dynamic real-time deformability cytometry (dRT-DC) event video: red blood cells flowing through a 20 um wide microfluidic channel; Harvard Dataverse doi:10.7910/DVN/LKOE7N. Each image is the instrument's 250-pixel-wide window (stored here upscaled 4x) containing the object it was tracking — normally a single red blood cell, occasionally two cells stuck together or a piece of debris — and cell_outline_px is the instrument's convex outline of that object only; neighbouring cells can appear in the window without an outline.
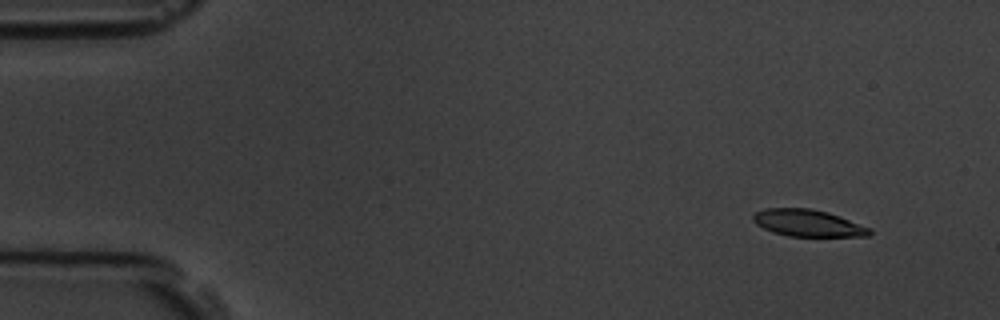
{"species": "common noctule bat (a hibernating species)", "species_latin": "Nyctalus noctula", "temperature_condition": "room temperature", "stored_images_in_passage": 4, "camera_frame_rate_fps": 3000, "um_per_image_px": 0.085, "animal": {"sex": "male", "body_mass_g": 19.5, "forearm_length_mm": 54.6}, "frame": {"image": 1, "passage_image": 1, "time_ms": 0.0, "image_size_px": [1000, 320], "cell_outline_px": [[872, 232], [868, 236], [788, 236], [772, 232], [756, 224], [752, 220], [752, 216], [756, 212], [764, 208], [812, 208], [828, 212], [840, 216], [872, 228]], "centroid_in_image_um": [68.68, 18.95], "position_along_channel_um": 16.3, "area_um2": 18.38}}
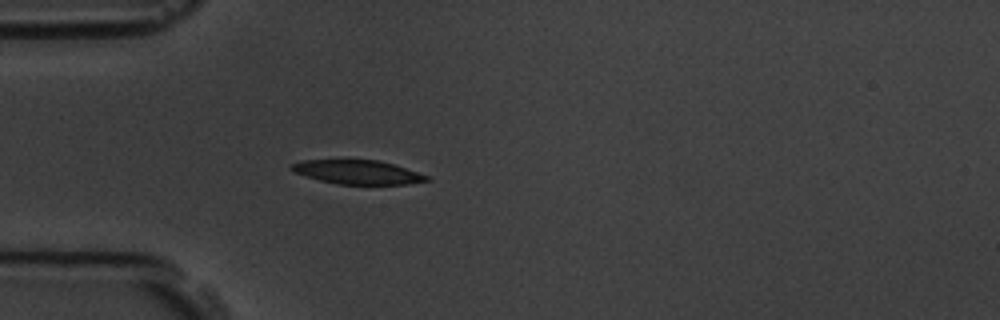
{"frame": {"image": 2, "passage_image": 4, "time_ms": 3.667, "image_size_px": [1000, 320], "cell_outline_px": [[432, 180], [408, 184], [340, 184], [320, 180], [296, 172], [288, 168], [292, 164], [304, 160], [344, 156], [348, 156], [376, 160], [392, 164], [428, 176]], "centroid_in_image_um": [30.34, 14.57], "position_along_channel_um": 54.7, "area_um2": 19.54}}